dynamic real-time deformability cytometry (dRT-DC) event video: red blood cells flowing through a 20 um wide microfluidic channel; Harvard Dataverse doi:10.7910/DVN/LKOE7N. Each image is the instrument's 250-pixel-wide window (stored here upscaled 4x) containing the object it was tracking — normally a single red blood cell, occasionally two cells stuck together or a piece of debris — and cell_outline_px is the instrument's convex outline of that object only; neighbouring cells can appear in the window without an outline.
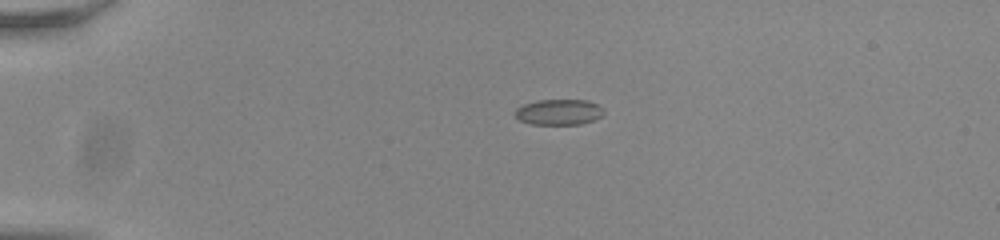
{"species": "common noctule bat (a hibernating species)", "species_latin": "Nyctalus noctula", "temperature_condition": "room temperature", "stored_images_in_passage": 42, "camera_frame_rate_fps": 3000, "um_per_image_px": 0.085, "animal": {"sex": "male", "body_mass_g": 20.0, "forearm_length_mm": 53.3}, "frame": {"image": 1, "passage_image": 1, "time_ms": 0.0, "image_size_px": [1000, 240], "cell_outline_px": [[604, 112], [600, 116], [592, 120], [580, 124], [532, 124], [520, 120], [516, 116], [516, 108], [524, 104], [540, 100], [588, 100], [604, 108]], "centroid_in_image_um": [47.52, 9.52], "position_along_channel_um": 37.5, "area_um2": 13.06}}
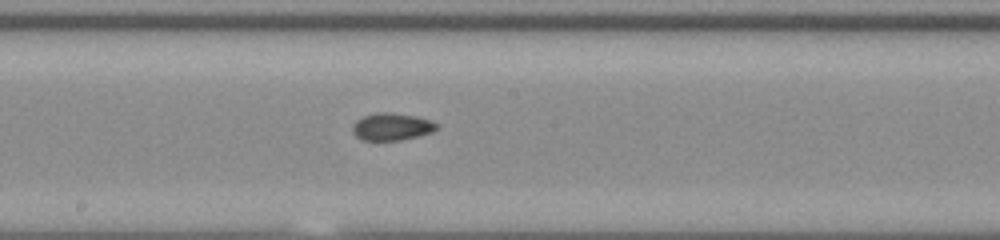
{"frame": {"image": 2, "passage_image": 19, "time_ms": 6.0, "image_size_px": [1000, 240], "cell_outline_px": [[440, 124], [432, 132], [420, 136], [400, 140], [360, 140], [352, 132], [352, 124], [356, 120], [364, 116], [376, 112], [392, 112], [416, 116], [432, 120]], "centroid_in_image_um": [33.3, 10.76], "position_along_channel_um": 214.9, "area_um2": 13.64}}
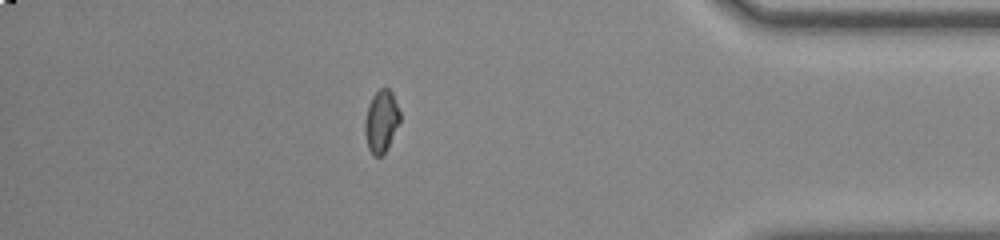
{"frame": {"image": 3, "passage_image": 36, "time_ms": 11.667, "image_size_px": [1000, 240], "cell_outline_px": [[400, 120], [384, 152], [380, 156], [376, 156], [368, 148], [364, 132], [364, 120], [368, 104], [372, 96], [380, 88], [388, 88], [392, 92], [400, 112]], "centroid_in_image_um": [32.38, 10.26], "position_along_channel_um": 402.8, "area_um2": 12.48}, "authors_computed_cell_mechanics": {"area_um2": 13.005, "velocity_mm_per_s": 3.8581, "shape_relaxation_time_tau1_ms": null, "shape_relaxation_time_tau2_ms": 3.1501, "deformation_change_tau1": null, "deformation_change_tau2": 0.0664}}